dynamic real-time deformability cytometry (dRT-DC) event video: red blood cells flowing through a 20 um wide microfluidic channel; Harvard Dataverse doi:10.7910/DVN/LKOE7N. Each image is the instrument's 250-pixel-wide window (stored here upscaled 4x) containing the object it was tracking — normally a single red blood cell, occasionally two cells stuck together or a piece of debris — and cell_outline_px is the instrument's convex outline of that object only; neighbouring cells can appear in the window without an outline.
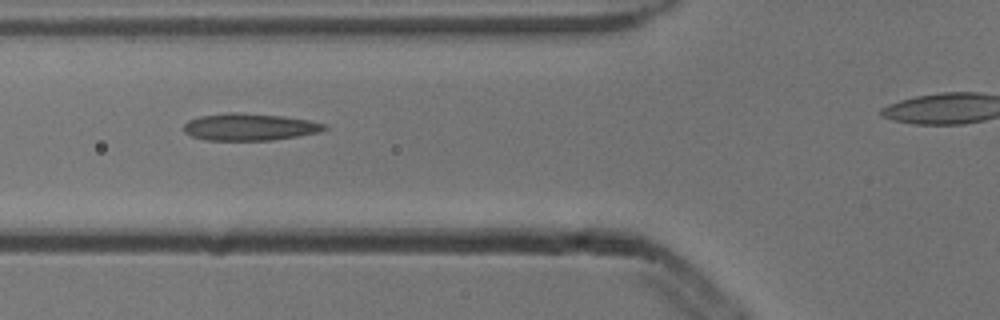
{"species": "common noctule bat (a hibernating species)", "species_latin": "Nyctalus noctula", "temperature_condition": "cold", "stored_images_in_passage": 7, "camera_frame_rate_fps": 3000, "um_per_image_px": 0.085, "animal": {"sex": "male", "body_mass_g": 13.3}, "frame": {"image": 1, "passage_image": 4, "time_ms": 1.0, "image_size_px": [1000, 320], "cell_outline_px": [[328, 128], [320, 132], [272, 140], [204, 140], [192, 136], [184, 132], [184, 124], [188, 120], [200, 116], [228, 112], [244, 112], [284, 116], [308, 120], [328, 124]], "centroid_in_image_um": [21.22, 10.78], "position_along_channel_um": 104.6, "area_um2": 22.37}}
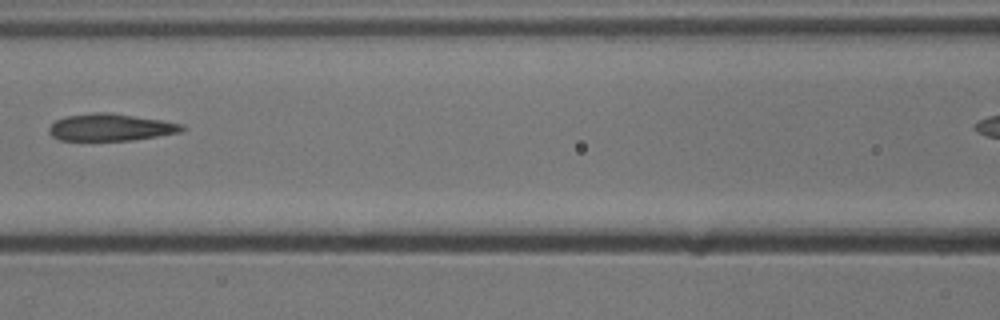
{"frame": {"image": 2, "passage_image": 5, "time_ms": 1.333, "image_size_px": [1000, 320], "cell_outline_px": [[188, 128], [180, 132], [132, 140], [60, 140], [52, 136], [48, 132], [48, 128], [56, 120], [64, 116], [92, 112], [108, 112], [164, 120], [184, 124]], "centroid_in_image_um": [9.42, 10.81], "position_along_channel_um": 157.2, "area_um2": 21.15}}
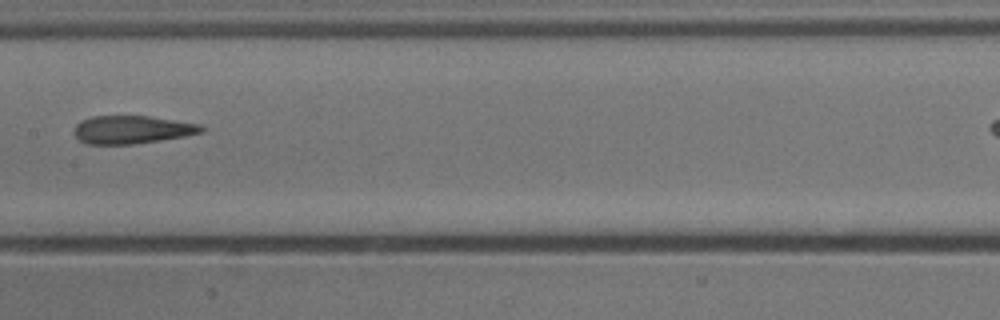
{"frame": {"image": 3, "passage_image": 6, "time_ms": 1.667, "image_size_px": [1000, 320], "cell_outline_px": [[208, 128], [204, 132], [184, 136], [132, 144], [88, 144], [80, 140], [72, 132], [76, 124], [92, 116], [148, 116], [204, 124]], "centroid_in_image_um": [11.28, 11.01], "position_along_channel_um": 196.1, "area_um2": 20.87}}